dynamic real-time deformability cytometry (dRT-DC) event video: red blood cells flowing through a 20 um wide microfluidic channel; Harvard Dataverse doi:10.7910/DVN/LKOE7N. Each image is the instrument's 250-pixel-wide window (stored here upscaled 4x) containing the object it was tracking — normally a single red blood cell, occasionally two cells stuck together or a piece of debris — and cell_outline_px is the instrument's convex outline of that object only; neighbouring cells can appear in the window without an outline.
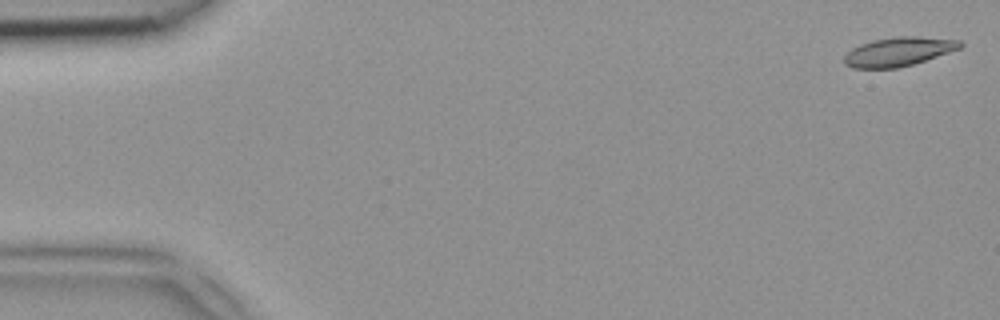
{"species": "common noctule bat (a hibernating species)", "species_latin": "Nyctalus noctula", "temperature_condition": "room temperature", "stored_images_in_passage": 14, "camera_frame_rate_fps": 3000, "um_per_image_px": 0.085, "animal": {"sex": "female", "body_mass_g": 18.4}, "frame": {"image": 1, "passage_image": 1, "time_ms": 0.0, "image_size_px": [1000, 320], "cell_outline_px": [[964, 44], [960, 48], [912, 64], [896, 68], [852, 68], [844, 64], [844, 56], [852, 48], [860, 44], [872, 40], [896, 36], [916, 36], [960, 40]], "centroid_in_image_um": [76.34, 4.38], "position_along_channel_um": 8.7, "area_um2": 19.42}}